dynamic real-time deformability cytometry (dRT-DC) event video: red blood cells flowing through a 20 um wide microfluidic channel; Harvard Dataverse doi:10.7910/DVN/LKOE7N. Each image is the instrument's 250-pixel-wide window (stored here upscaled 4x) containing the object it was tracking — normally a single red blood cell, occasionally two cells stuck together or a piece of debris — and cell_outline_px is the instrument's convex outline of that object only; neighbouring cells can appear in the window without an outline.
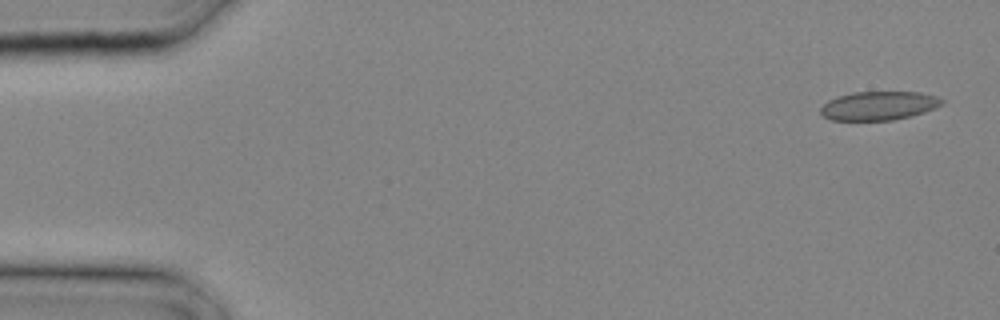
{"species": "common noctule bat (a hibernating species)", "species_latin": "Nyctalus noctula", "temperature_condition": "cold", "stored_images_in_passage": 10, "camera_frame_rate_fps": 3000, "um_per_image_px": 0.085, "animal": {"sex": "male", "body_mass_g": 20.4}, "frame": {"image": 1, "passage_image": 1, "time_ms": 0.0, "image_size_px": [1000, 320], "cell_outline_px": [[944, 104], [924, 112], [912, 116], [892, 120], [832, 120], [824, 116], [820, 112], [820, 108], [828, 100], [836, 96], [852, 92], [920, 92], [940, 96], [944, 100]], "centroid_in_image_um": [74.73, 8.97], "position_along_channel_um": 10.3, "area_um2": 20.52}}
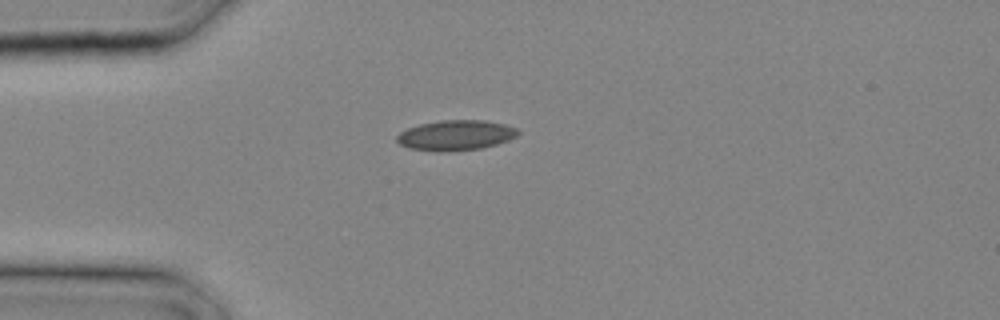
{"frame": {"image": 2, "passage_image": 7, "time_ms": 2.0, "image_size_px": [1000, 320], "cell_outline_px": [[520, 132], [516, 136], [508, 140], [496, 144], [480, 148], [448, 152], [436, 152], [408, 148], [400, 144], [396, 140], [396, 136], [400, 132], [408, 128], [420, 124], [440, 120], [484, 120], [504, 124], [516, 128]], "centroid_in_image_um": [38.71, 11.5], "position_along_channel_um": 46.3, "area_um2": 21.39}}
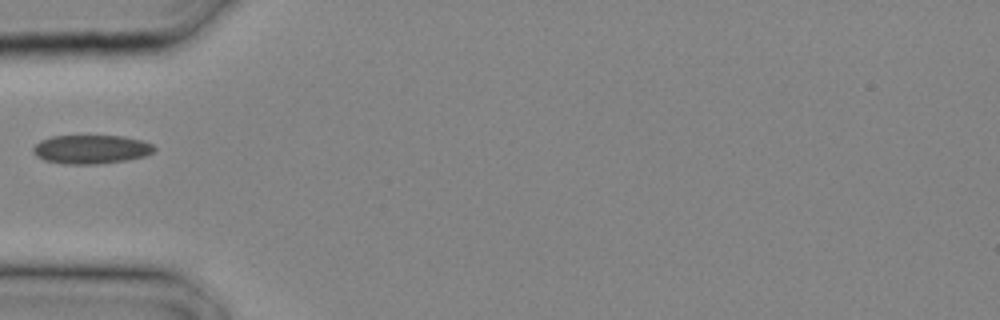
{"frame": {"image": 3, "passage_image": 9, "time_ms": 2.667, "image_size_px": [1000, 320], "cell_outline_px": [[156, 148], [152, 152], [144, 156], [124, 160], [100, 164], [64, 164], [44, 160], [36, 156], [32, 152], [32, 148], [40, 140], [52, 136], [124, 136], [144, 140], [152, 144]], "centroid_in_image_um": [7.73, 12.69], "position_along_channel_um": 77.3, "area_um2": 20.4}}